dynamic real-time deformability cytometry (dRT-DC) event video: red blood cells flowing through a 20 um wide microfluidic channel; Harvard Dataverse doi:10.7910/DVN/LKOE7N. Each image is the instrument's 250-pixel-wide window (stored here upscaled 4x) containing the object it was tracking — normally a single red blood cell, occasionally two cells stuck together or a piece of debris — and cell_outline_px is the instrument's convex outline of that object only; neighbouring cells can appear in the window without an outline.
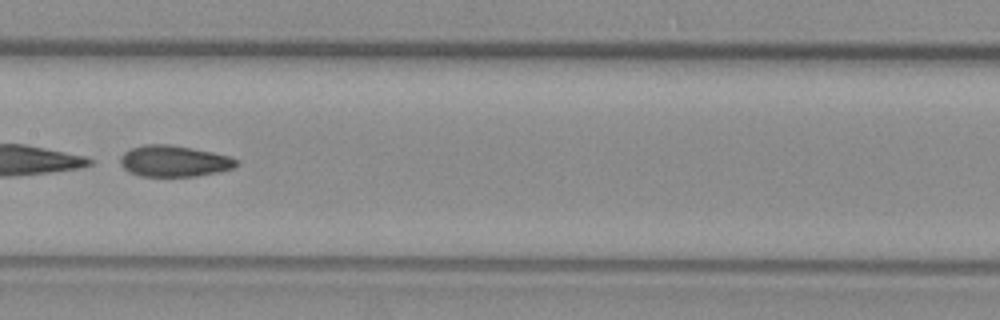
{"species": "common noctule bat (a hibernating species)", "species_latin": "Nyctalus noctula", "temperature_condition": "warm", "stored_images_in_passage": 50, "camera_frame_rate_fps": 3000, "um_per_image_px": 0.085, "animal": {"sex": "female", "body_mass_g": 29.2, "forearm_length_mm": 56.3}, "frame": {"image": 1, "passage_image": 28, "time_ms": 9.0, "image_size_px": [1000, 320], "cell_outline_px": [[240, 164], [232, 168], [220, 172], [196, 176], [140, 176], [128, 172], [120, 164], [120, 156], [124, 152], [132, 148], [144, 144], [168, 144], [192, 148], [212, 152], [228, 156], [236, 160]], "centroid_in_image_um": [14.77, 13.7], "position_along_channel_um": 192.6, "area_um2": 21.15}}